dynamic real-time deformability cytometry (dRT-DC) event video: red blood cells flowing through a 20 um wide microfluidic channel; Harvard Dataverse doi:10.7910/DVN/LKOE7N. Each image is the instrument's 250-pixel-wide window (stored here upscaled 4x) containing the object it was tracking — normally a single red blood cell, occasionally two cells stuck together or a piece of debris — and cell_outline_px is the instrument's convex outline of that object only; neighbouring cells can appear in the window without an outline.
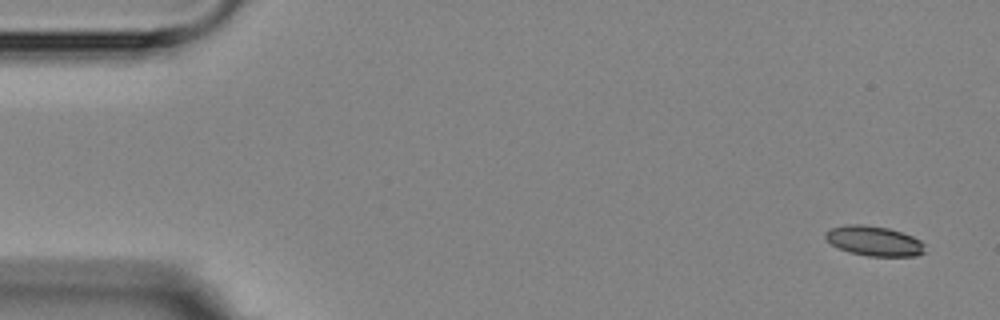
{"species": "Egyptian fruit bat (a non-hibernating species)", "species_latin": "Rousettus aegyptiacus", "temperature_condition": "room temperature", "stored_images_in_passage": 4, "camera_frame_rate_fps": 3000, "um_per_image_px": 0.085, "animal": {"sex": "female"}, "frame": {"image": 1, "passage_image": 1, "time_ms": 0.0, "image_size_px": [1000, 320], "cell_outline_px": [[924, 252], [916, 256], [868, 256], [848, 252], [832, 244], [824, 236], [824, 232], [832, 228], [848, 224], [864, 224], [888, 228], [912, 236], [920, 240], [924, 244]], "centroid_in_image_um": [74.29, 20.48], "position_along_channel_um": 10.7, "area_um2": 17.22}}